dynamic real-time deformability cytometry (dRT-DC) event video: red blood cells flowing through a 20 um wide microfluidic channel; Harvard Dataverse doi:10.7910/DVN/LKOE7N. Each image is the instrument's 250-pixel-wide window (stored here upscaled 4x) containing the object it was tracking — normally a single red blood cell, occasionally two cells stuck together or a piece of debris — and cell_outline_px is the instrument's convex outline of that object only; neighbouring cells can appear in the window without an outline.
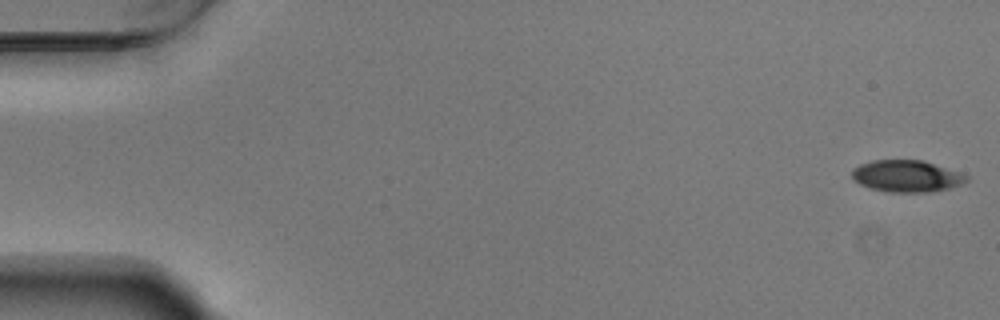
{"species": "Egyptian fruit bat (a non-hibernating species)", "species_latin": "Rousettus aegyptiacus", "temperature_condition": "warm", "stored_images_in_passage": 55, "camera_frame_rate_fps": 3000, "um_per_image_px": 0.085, "animal": {"sex": "male"}, "frame": {"image": 1, "passage_image": 1, "time_ms": 0.0, "image_size_px": [1000, 320], "cell_outline_px": [[968, 180], [964, 184], [952, 188], [932, 192], [888, 192], [872, 188], [860, 184], [852, 180], [852, 168], [860, 164], [872, 160], [924, 160], [960, 172], [968, 176]], "centroid_in_image_um": [77.09, 14.97], "position_along_channel_um": 7.9, "area_um2": 21.5}}
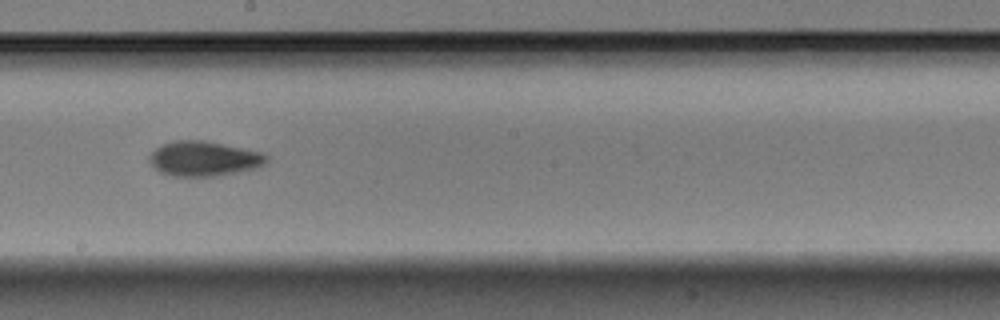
{"frame": {"image": 2, "passage_image": 31, "time_ms": 10.0, "image_size_px": [1000, 320], "cell_outline_px": [[268, 160], [264, 164], [256, 168], [216, 176], [172, 176], [160, 172], [148, 160], [148, 156], [160, 144], [172, 140], [204, 140], [264, 152], [268, 156]], "centroid_in_image_um": [17.33, 13.47], "position_along_channel_um": 230.9, "area_um2": 23.99}}
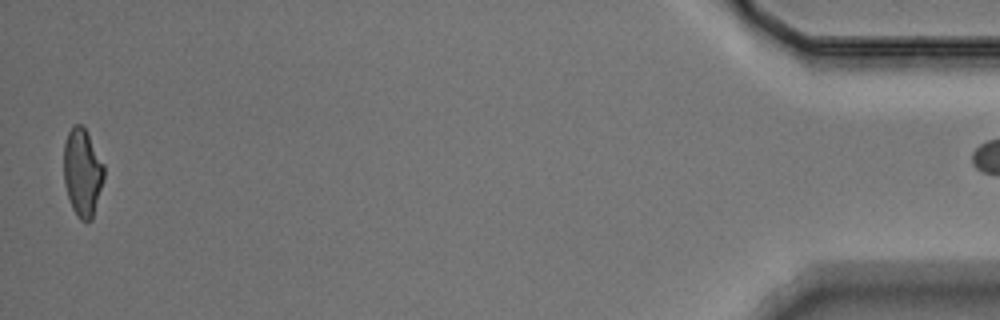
{"frame": {"image": 3, "passage_image": 54, "time_ms": 17.667, "image_size_px": [1000, 320], "cell_outline_px": [[104, 176], [92, 220], [80, 220], [76, 216], [72, 208], [64, 184], [64, 144], [68, 132], [72, 124], [80, 124], [84, 128], [104, 164]], "centroid_in_image_um": [6.99, 14.66], "position_along_channel_um": 428.2, "area_um2": 20.4}}